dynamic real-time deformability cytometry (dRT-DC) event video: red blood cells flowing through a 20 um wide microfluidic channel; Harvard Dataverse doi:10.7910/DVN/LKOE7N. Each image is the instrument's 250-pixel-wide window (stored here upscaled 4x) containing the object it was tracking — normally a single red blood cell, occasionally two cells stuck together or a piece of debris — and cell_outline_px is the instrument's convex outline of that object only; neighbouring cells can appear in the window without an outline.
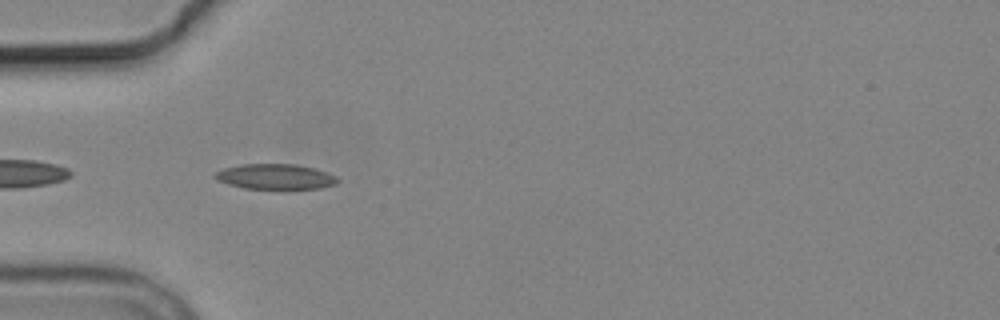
{"species": "common noctule bat (a hibernating species)", "species_latin": "Nyctalus noctula", "temperature_condition": "cold", "stored_images_in_passage": 9, "camera_frame_rate_fps": 3000, "um_per_image_px": 0.085, "animal": {"sex": "male", "body_mass_g": 19.2, "forearm_length_mm": 51.8}, "frame": {"image": 1, "passage_image": 3, "time_ms": 2.667, "image_size_px": [1000, 320], "cell_outline_px": [[340, 180], [336, 184], [320, 188], [244, 188], [228, 184], [216, 180], [212, 176], [216, 172], [224, 168], [240, 164], [296, 164], [328, 172], [336, 176]], "centroid_in_image_um": [23.39, 15.0], "position_along_channel_um": 61.6, "area_um2": 17.98}}
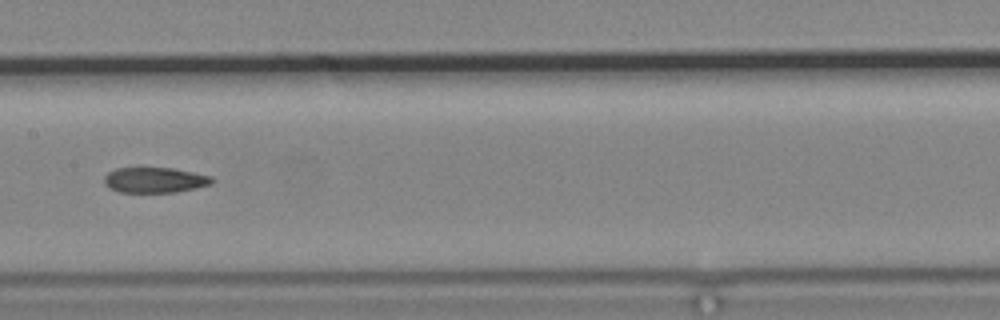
{"frame": {"image": 2, "passage_image": 6, "time_ms": 6.333, "image_size_px": [1000, 320], "cell_outline_px": [[216, 180], [212, 184], [196, 188], [176, 192], [120, 192], [108, 188], [104, 184], [104, 176], [108, 172], [116, 168], [172, 168], [212, 176]], "centroid_in_image_um": [13.16, 15.3], "position_along_channel_um": 194.2, "area_um2": 16.07}}
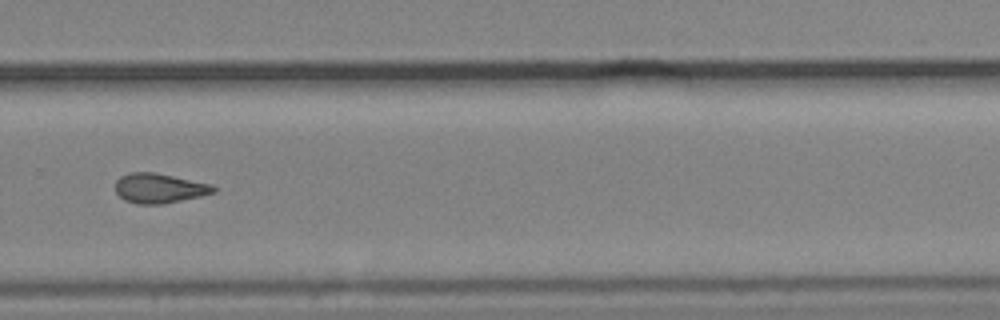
{"frame": {"image": 3, "passage_image": 9, "time_ms": 9.667, "image_size_px": [1000, 320], "cell_outline_px": [[216, 192], [200, 196], [164, 204], [136, 204], [124, 200], [116, 192], [116, 180], [120, 176], [128, 172], [152, 172], [212, 184], [216, 188]], "centroid_in_image_um": [13.52, 16.0], "position_along_channel_um": 316.3, "area_um2": 16.99}}